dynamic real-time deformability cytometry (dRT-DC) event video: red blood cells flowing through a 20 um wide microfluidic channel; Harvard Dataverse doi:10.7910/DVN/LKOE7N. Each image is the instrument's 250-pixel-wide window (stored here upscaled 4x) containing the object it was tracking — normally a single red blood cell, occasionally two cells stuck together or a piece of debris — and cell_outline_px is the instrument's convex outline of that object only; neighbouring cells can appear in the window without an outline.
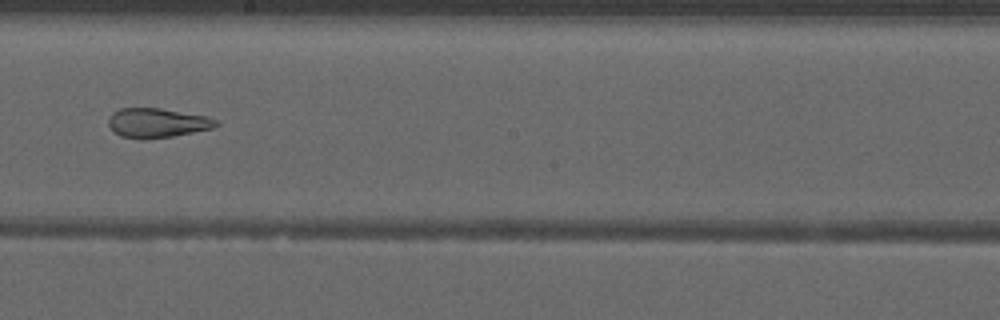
{"species": "common noctule bat (a hibernating species)", "species_latin": "Nyctalus noctula", "temperature_condition": "warm", "stored_images_in_passage": 53, "camera_frame_rate_fps": 3000, "um_per_image_px": 0.085, "animal": {"sex": "male", "forearm_length_mm": 52.5}, "frame": {"image": 1, "passage_image": 31, "time_ms": 10.0, "image_size_px": [1000, 320], "cell_outline_px": [[220, 124], [212, 128], [172, 136], [144, 140], [120, 136], [108, 124], [108, 120], [112, 112], [120, 108], [160, 108], [208, 116], [216, 120]], "centroid_in_image_um": [13.35, 10.44], "position_along_channel_um": 234.8, "area_um2": 18.44}, "authors_computed_cell_mechanics": {"area_um2": 24.3916, "velocity_mm_per_s": 4.0009, "shape_relaxation_time_tau1_ms": null, "shape_relaxation_time_tau2_ms": 1.4017, "deformation_change_tau1": null, "deformation_change_tau2": 0.0932}}